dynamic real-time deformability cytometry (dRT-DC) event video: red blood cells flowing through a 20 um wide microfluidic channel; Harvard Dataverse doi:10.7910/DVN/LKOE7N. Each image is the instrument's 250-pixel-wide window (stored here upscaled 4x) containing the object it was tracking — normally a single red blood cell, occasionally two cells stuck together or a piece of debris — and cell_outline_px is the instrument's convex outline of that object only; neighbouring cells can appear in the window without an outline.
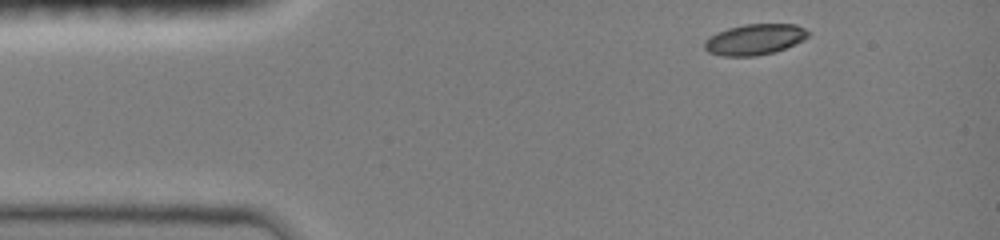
{"species": "common noctule bat (a hibernating species)", "species_latin": "Nyctalus noctula", "temperature_condition": "room temperature", "stored_images_in_passage": 38, "camera_frame_rate_fps": 3000, "um_per_image_px": 0.085, "animal": {"sex": "female", "body_mass_g": 19.0, "forearm_length_mm": 51.5}, "frame": {"image": 1, "passage_image": 1, "time_ms": 0.0, "image_size_px": [1000, 240], "cell_outline_px": [[808, 36], [804, 40], [776, 52], [756, 56], [724, 56], [708, 52], [704, 48], [704, 40], [708, 36], [716, 32], [728, 28], [744, 24], [796, 24], [804, 28], [808, 32]], "centroid_in_image_um": [64.12, 3.35], "position_along_channel_um": 20.9, "area_um2": 18.79}}
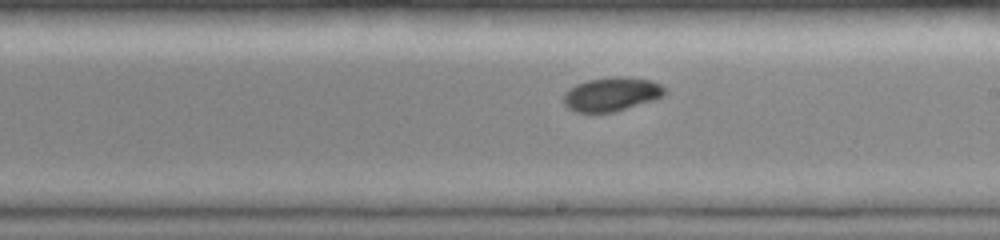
{"frame": {"image": 2, "passage_image": 22, "time_ms": 7.0, "image_size_px": [1000, 240], "cell_outline_px": [[668, 92], [664, 96], [652, 100], [612, 112], [576, 112], [568, 108], [564, 104], [564, 92], [568, 88], [576, 84], [588, 80], [612, 76], [624, 76], [652, 80], [660, 84]], "centroid_in_image_um": [51.98, 7.98], "position_along_channel_um": 237.0, "area_um2": 20.0}}
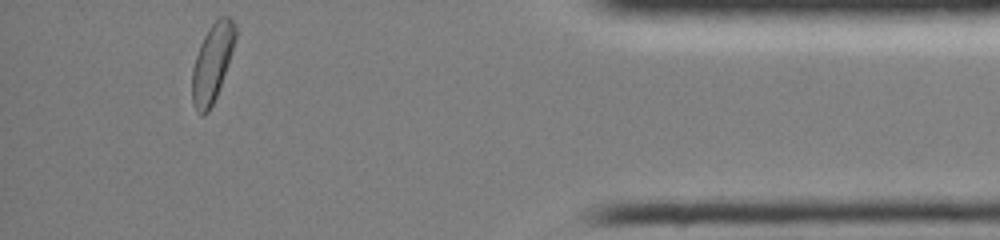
{"frame": {"image": 3, "passage_image": 38, "time_ms": 12.333, "image_size_px": [1000, 240], "cell_outline_px": [[236, 36], [232, 52], [216, 96], [208, 112], [204, 116], [200, 116], [192, 104], [192, 68], [200, 44], [208, 28], [220, 16], [228, 16], [236, 24]], "centroid_in_image_um": [18.03, 5.35], "position_along_channel_um": 417.2, "area_um2": 19.54}, "authors_computed_cell_mechanics": {"area_um2": 19.5075, "velocity_mm_per_s": 4.0525, "shape_relaxation_time_tau1_ms": 3.6288, "shape_relaxation_time_tau2_ms": null, "deformation_change_tau1": 0.125, "deformation_change_tau2": null}}